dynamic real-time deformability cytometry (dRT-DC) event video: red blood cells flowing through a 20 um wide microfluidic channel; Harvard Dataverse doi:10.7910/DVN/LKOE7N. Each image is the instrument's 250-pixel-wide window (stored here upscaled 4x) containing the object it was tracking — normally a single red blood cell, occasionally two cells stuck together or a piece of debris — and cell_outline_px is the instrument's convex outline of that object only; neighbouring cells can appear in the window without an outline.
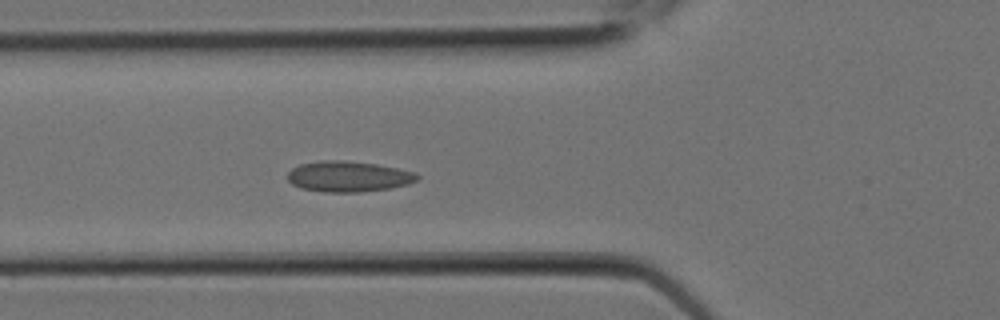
{"species": "Egyptian fruit bat (a non-hibernating species)", "species_latin": "Rousettus aegyptiacus", "temperature_condition": "room temperature", "stored_images_in_passage": 2, "camera_frame_rate_fps": 3000, "um_per_image_px": 0.085, "animal": {"sex": "female"}, "frame": {"image": 1, "passage_image": 2, "time_ms": 0.333, "image_size_px": [1000, 320], "cell_outline_px": [[420, 176], [416, 180], [408, 184], [392, 188], [360, 192], [324, 192], [300, 188], [292, 184], [288, 180], [288, 172], [292, 168], [300, 164], [320, 160], [344, 160], [376, 164], [416, 172]], "centroid_in_image_um": [29.6, 15.0], "position_along_channel_um": 96.2, "area_um2": 23.29}}